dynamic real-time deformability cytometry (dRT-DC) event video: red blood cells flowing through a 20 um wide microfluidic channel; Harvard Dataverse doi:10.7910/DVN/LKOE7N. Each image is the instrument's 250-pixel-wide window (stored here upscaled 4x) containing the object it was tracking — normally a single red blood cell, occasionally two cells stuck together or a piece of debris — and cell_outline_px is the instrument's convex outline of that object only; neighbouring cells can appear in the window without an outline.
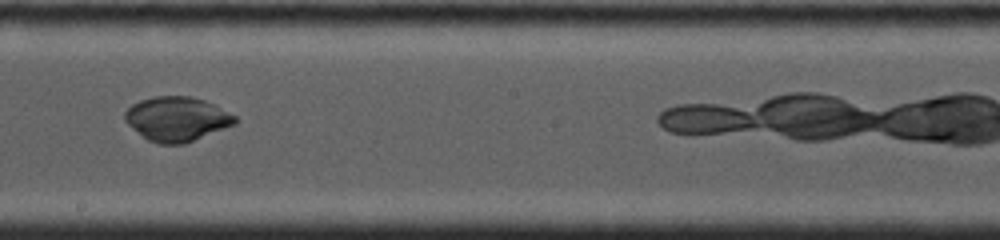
{"species": "common noctule bat (a hibernating species)", "species_latin": "Nyctalus noctula", "temperature_condition": "cold", "stored_images_in_passage": 14, "camera_frame_rate_fps": 4500, "um_per_image_px": 0.085, "animal": {"sex": "female", "body_mass_g": 19.0, "forearm_length_mm": 53.3}, "frame": {"image": 1, "passage_image": 8, "time_ms": 4.889, "image_size_px": [1000, 240], "cell_outline_px": [[236, 124], [184, 144], [160, 144], [148, 140], [128, 124], [124, 120], [124, 112], [132, 104], [140, 100], [156, 96], [192, 96], [204, 100], [236, 116]], "centroid_in_image_um": [15.02, 10.11], "position_along_channel_um": 233.2, "area_um2": 28.32}}